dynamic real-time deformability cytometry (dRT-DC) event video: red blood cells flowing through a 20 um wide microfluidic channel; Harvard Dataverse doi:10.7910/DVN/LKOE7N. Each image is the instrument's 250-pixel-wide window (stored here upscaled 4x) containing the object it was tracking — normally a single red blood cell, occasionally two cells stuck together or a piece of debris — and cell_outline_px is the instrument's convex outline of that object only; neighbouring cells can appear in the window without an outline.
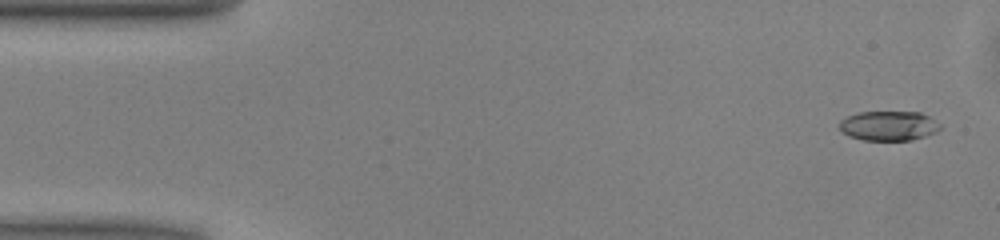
{"species": "common noctule bat (a hibernating species)", "species_latin": "Nyctalus noctula", "temperature_condition": "warm", "stored_images_in_passage": 50, "camera_frame_rate_fps": 3000, "um_per_image_px": 0.085, "animal": {"sex": "male", "body_mass_g": 13.0, "forearm_length_mm": 53.1}, "frame": {"image": 1, "passage_image": 2, "time_ms": 0.333, "image_size_px": [1000, 240], "cell_outline_px": [[940, 128], [936, 132], [912, 140], [864, 140], [848, 136], [840, 132], [840, 120], [848, 116], [860, 112], [920, 112], [928, 116], [940, 124]], "centroid_in_image_um": [75.51, 10.7], "position_along_channel_um": 9.5, "area_um2": 17.34}}
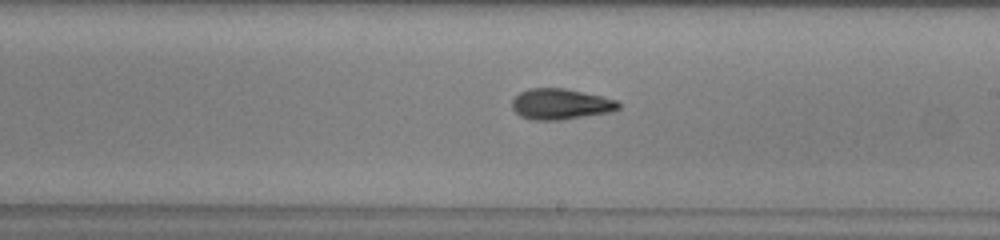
{"frame": {"image": 2, "passage_image": 28, "time_ms": 9.0, "image_size_px": [1000, 240], "cell_outline_px": [[620, 108], [612, 112], [560, 120], [532, 120], [520, 116], [512, 108], [512, 100], [520, 92], [528, 88], [564, 88], [600, 96], [616, 100], [620, 104]], "centroid_in_image_um": [47.64, 8.85], "position_along_channel_um": 241.4, "area_um2": 19.07}}
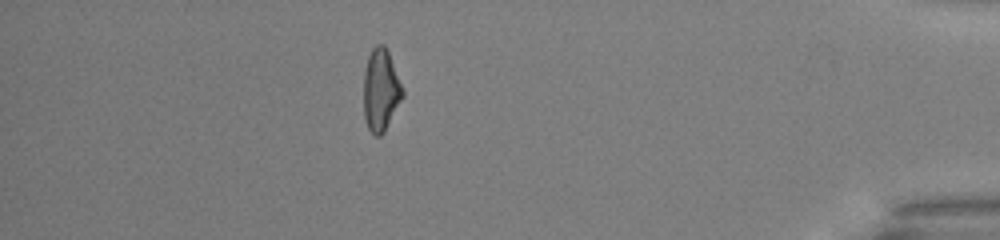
{"frame": {"image": 3, "passage_image": 44, "time_ms": 14.333, "image_size_px": [1000, 240], "cell_outline_px": [[404, 96], [384, 132], [380, 136], [376, 136], [368, 128], [364, 120], [364, 68], [368, 56], [372, 48], [376, 44], [384, 44], [388, 52], [404, 92]], "centroid_in_image_um": [32.35, 7.66], "position_along_channel_um": 402.8, "area_um2": 18.61}, "authors_computed_cell_mechanics": {"area_um2": 18.4382, "velocity_mm_per_s": 4.0352, "shape_relaxation_time_tau1_ms": 6.0212, "shape_relaxation_time_tau2_ms": 5.1827, "deformation_change_tau1": 0.179, "deformation_change_tau2": 0.1603}}